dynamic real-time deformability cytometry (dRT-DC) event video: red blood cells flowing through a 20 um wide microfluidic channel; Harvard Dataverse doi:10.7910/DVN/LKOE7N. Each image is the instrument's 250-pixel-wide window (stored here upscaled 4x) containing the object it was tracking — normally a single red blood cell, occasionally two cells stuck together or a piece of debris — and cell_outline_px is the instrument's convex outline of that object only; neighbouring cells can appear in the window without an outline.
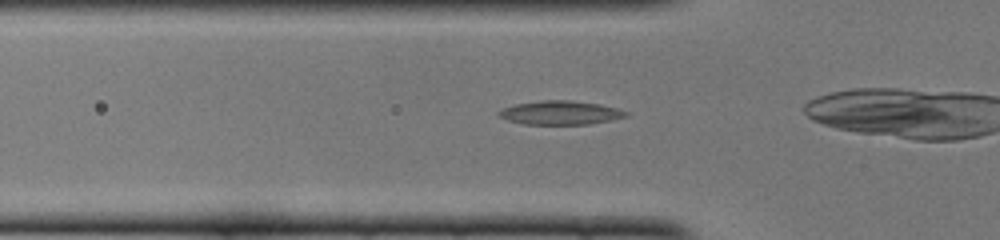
{"species": "common noctule bat (a hibernating species)", "species_latin": "Nyctalus noctula", "temperature_condition": "cold", "stored_images_in_passage": 28, "camera_frame_rate_fps": 3000, "um_per_image_px": 0.085, "animal": {"sex": "female", "body_mass_g": 22.0, "forearm_length_mm": 56.7}, "frame": {"image": 1, "passage_image": 5, "time_ms": 1.333, "image_size_px": [1000, 240], "cell_outline_px": [[628, 116], [612, 120], [588, 124], [524, 124], [508, 120], [496, 116], [496, 112], [504, 108], [516, 104], [544, 100], [568, 100], [600, 104], [616, 108], [628, 112]], "centroid_in_image_um": [47.62, 9.58], "position_along_channel_um": 78.2, "area_um2": 17.57}}
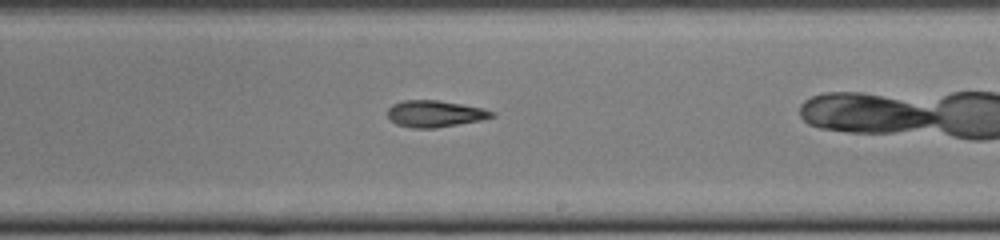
{"frame": {"image": 2, "passage_image": 18, "time_ms": 5.667, "image_size_px": [1000, 240], "cell_outline_px": [[496, 116], [480, 120], [436, 128], [412, 128], [396, 124], [388, 116], [388, 108], [392, 104], [404, 100], [436, 100], [484, 108], [496, 112]], "centroid_in_image_um": [36.98, 9.67], "position_along_channel_um": 252.0, "area_um2": 16.13}}
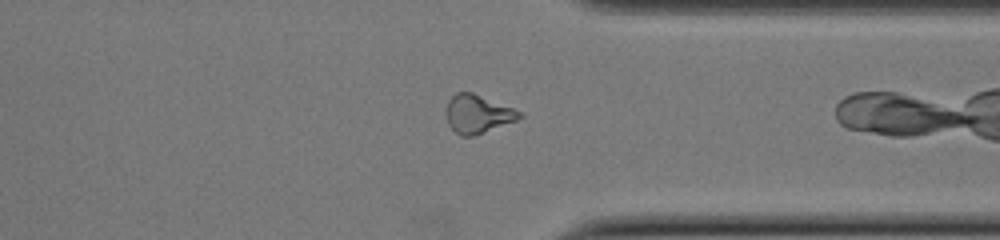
{"frame": {"image": 3, "passage_image": 27, "time_ms": 8.667, "image_size_px": [1000, 240], "cell_outline_px": [[524, 116], [516, 120], [484, 132], [472, 136], [460, 136], [448, 124], [444, 112], [448, 100], [456, 92], [472, 92], [512, 108], [520, 112]], "centroid_in_image_um": [40.55, 9.68], "position_along_channel_um": 370.9, "area_um2": 16.24}}